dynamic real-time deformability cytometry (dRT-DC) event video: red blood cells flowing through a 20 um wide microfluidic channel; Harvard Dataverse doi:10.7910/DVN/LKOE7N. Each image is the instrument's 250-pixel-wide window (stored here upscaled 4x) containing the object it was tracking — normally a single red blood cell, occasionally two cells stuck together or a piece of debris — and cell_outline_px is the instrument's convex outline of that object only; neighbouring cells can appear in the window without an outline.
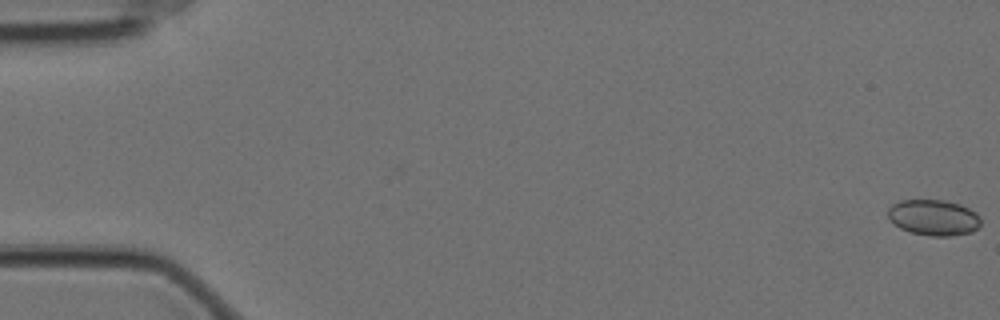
{"species": "Egyptian fruit bat (a non-hibernating species)", "species_latin": "Rousettus aegyptiacus", "temperature_condition": "cold", "stored_images_in_passage": 59, "camera_frame_rate_fps": 3000, "um_per_image_px": 0.085, "animal": {"sex": "female"}, "frame": {"image": 1, "passage_image": 1, "time_ms": 0.0, "image_size_px": [1000, 320], "cell_outline_px": [[980, 224], [972, 232], [952, 236], [928, 236], [912, 232], [900, 228], [888, 220], [888, 208], [892, 204], [900, 200], [944, 200], [960, 204], [976, 212], [980, 216]], "centroid_in_image_um": [79.34, 18.49], "position_along_channel_um": 5.7, "area_um2": 19.54}}
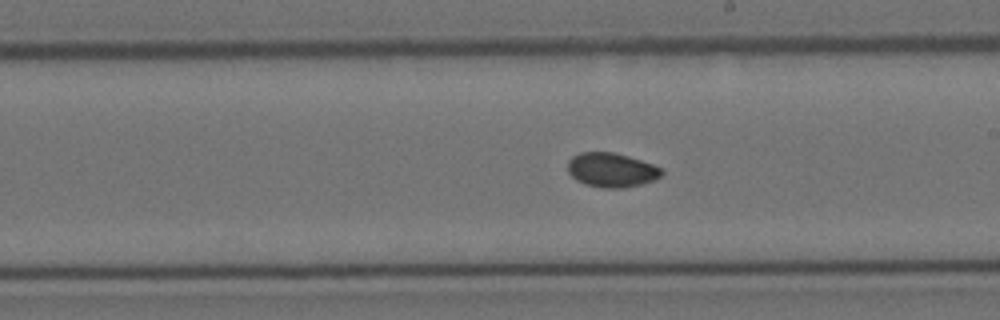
{"frame": {"image": 2, "passage_image": 34, "time_ms": 11.0, "image_size_px": [1000, 320], "cell_outline_px": [[664, 172], [660, 176], [652, 180], [640, 184], [624, 188], [600, 188], [584, 184], [576, 180], [568, 172], [568, 160], [572, 156], [580, 152], [612, 152], [628, 156], [652, 164], [660, 168]], "centroid_in_image_um": [51.93, 14.45], "position_along_channel_um": 237.1, "area_um2": 18.73}}
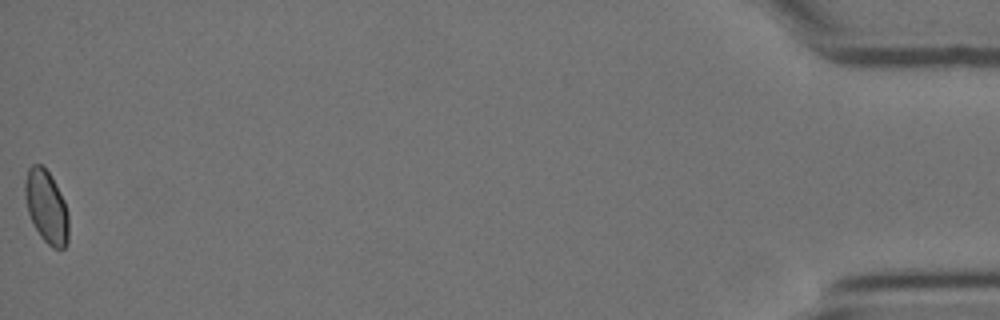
{"frame": {"image": 3, "passage_image": 59, "time_ms": 19.333, "image_size_px": [1000, 320], "cell_outline_px": [[68, 244], [64, 248], [52, 248], [40, 236], [28, 212], [24, 192], [24, 184], [28, 168], [32, 164], [40, 164], [48, 172], [56, 184], [64, 200], [68, 212]], "centroid_in_image_um": [3.95, 17.58], "position_along_channel_um": 431.2, "area_um2": 18.44}, "authors_computed_cell_mechanics": {"area_um2": 18.6694, "velocity_mm_per_s": 3.4993, "shape_relaxation_time_tau1_ms": null, "shape_relaxation_time_tau2_ms": 1.4769, "deformation_change_tau1": null, "deformation_change_tau2": 0.0348}}